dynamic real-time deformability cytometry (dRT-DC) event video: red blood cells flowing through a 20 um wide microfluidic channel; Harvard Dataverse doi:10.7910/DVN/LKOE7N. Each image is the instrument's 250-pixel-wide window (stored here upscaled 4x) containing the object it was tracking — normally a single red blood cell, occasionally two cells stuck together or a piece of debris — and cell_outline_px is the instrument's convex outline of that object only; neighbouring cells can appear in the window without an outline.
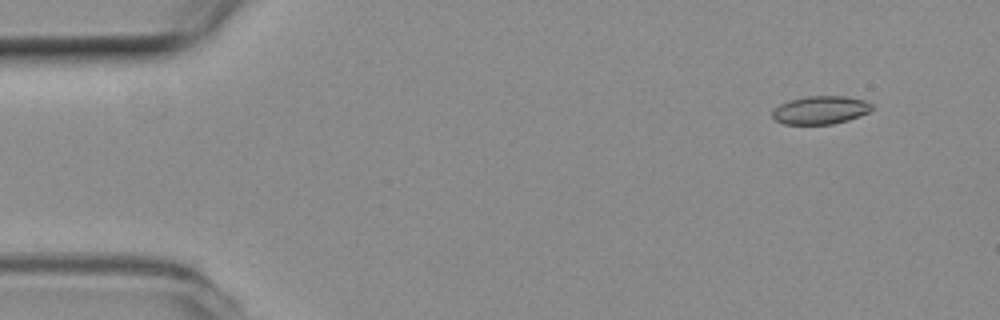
{"species": "common noctule bat (a hibernating species)", "species_latin": "Nyctalus noctula", "temperature_condition": "room temperature", "stored_images_in_passage": 50, "camera_frame_rate_fps": 3000, "um_per_image_px": 0.085, "animal": {"sex": "female", "body_mass_g": 19.3, "forearm_length_mm": 54.1}, "frame": {"image": 1, "passage_image": 1, "time_ms": 0.0, "image_size_px": [1000, 320], "cell_outline_px": [[872, 108], [868, 112], [848, 120], [832, 124], [784, 124], [776, 120], [772, 116], [772, 112], [780, 104], [788, 100], [808, 96], [844, 96], [864, 100], [872, 104]], "centroid_in_image_um": [69.73, 9.35], "position_along_channel_um": 15.3, "area_um2": 16.18}}
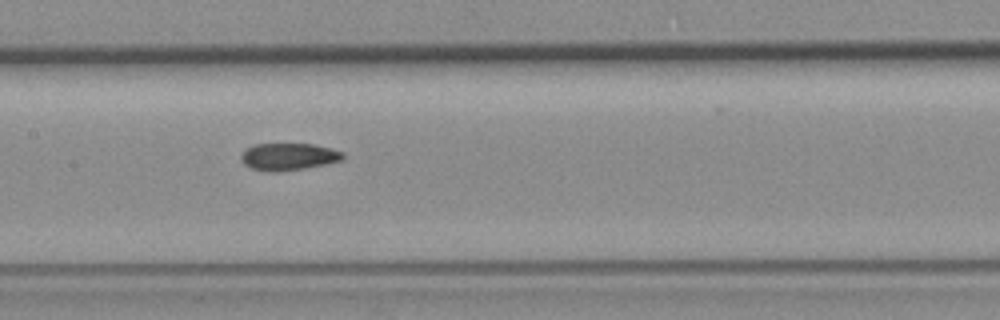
{"frame": {"image": 2, "passage_image": 22, "time_ms": 7.0, "image_size_px": [1000, 320], "cell_outline_px": [[344, 160], [304, 168], [272, 172], [252, 168], [244, 164], [240, 156], [248, 148], [256, 144], [316, 144], [332, 148], [344, 152]], "centroid_in_image_um": [24.58, 13.3], "position_along_channel_um": 182.8, "area_um2": 15.95}}
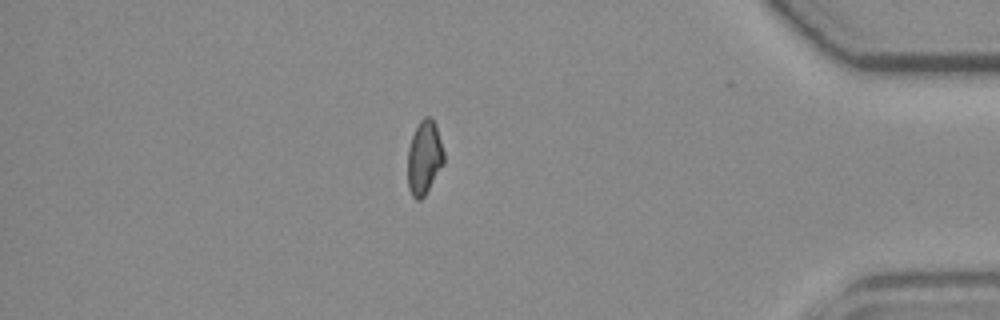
{"frame": {"image": 3, "passage_image": 42, "time_ms": 13.667, "image_size_px": [1000, 320], "cell_outline_px": [[444, 164], [424, 196], [420, 200], [416, 200], [412, 196], [408, 188], [408, 148], [412, 136], [420, 120], [424, 116], [428, 116], [436, 124], [444, 152]], "centroid_in_image_um": [36.06, 13.4], "position_along_channel_um": 399.1, "area_um2": 15.61}, "authors_computed_cell_mechanics": {"area_um2": 16.2707, "velocity_mm_per_s": 3.8708, "shape_relaxation_time_tau1_ms": null, "shape_relaxation_time_tau2_ms": 3.503, "deformation_change_tau1": null, "deformation_change_tau2": 0.0782}}